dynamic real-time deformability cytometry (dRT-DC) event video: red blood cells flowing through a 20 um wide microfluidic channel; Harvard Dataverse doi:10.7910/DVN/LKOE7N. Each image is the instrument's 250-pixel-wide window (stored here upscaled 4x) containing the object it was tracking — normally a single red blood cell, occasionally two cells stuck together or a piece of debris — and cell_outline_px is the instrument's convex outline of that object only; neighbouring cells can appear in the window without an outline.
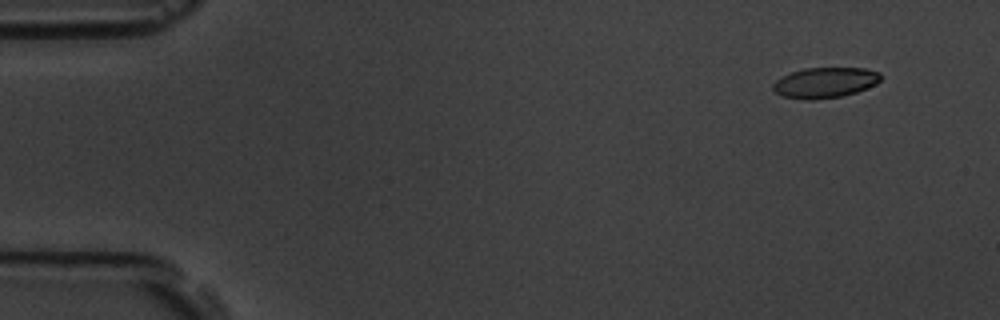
{"species": "common noctule bat (a hibernating species)", "species_latin": "Nyctalus noctula", "temperature_condition": "room temperature", "stored_images_in_passage": 5, "camera_frame_rate_fps": 3000, "um_per_image_px": 0.085, "animal": {"sex": "male", "body_mass_g": 19.5, "forearm_length_mm": 54.6}, "frame": {"image": 1, "passage_image": 1, "time_ms": 0.0, "image_size_px": [1000, 320], "cell_outline_px": [[880, 80], [876, 84], [856, 92], [840, 96], [812, 100], [804, 100], [780, 96], [772, 92], [772, 84], [776, 80], [792, 72], [804, 68], [864, 68], [880, 72]], "centroid_in_image_um": [70.08, 7.03], "position_along_channel_um": 14.9, "area_um2": 19.19}}
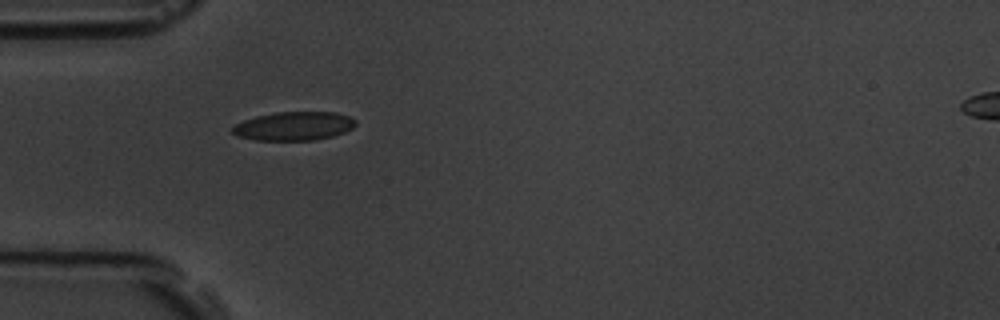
{"frame": {"image": 2, "passage_image": 5, "time_ms": 4.333, "image_size_px": [1000, 320], "cell_outline_px": [[356, 124], [352, 128], [344, 132], [332, 136], [316, 140], [256, 140], [236, 136], [232, 132], [232, 128], [236, 124], [244, 120], [256, 116], [276, 112], [336, 112], [348, 116], [356, 120]], "centroid_in_image_um": [24.98, 10.71], "position_along_channel_um": 60.0, "area_um2": 20.58}}